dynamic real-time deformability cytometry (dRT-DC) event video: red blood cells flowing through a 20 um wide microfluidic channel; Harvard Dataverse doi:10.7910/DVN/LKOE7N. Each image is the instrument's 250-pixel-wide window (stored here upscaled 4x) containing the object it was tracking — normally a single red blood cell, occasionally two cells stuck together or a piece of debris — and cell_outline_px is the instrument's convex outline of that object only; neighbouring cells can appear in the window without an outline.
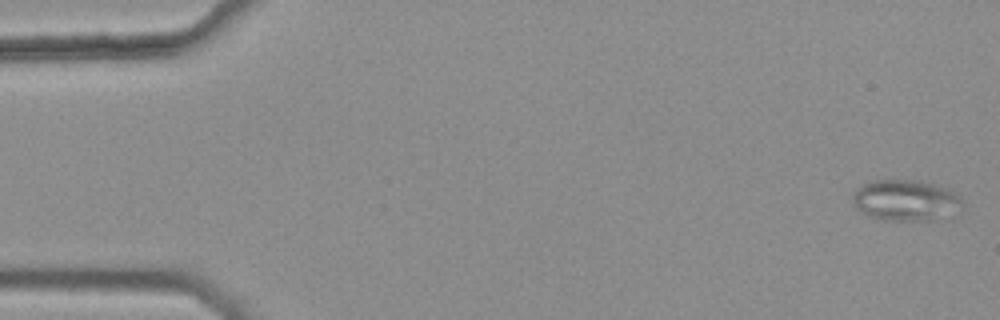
{"species": "common noctule bat (a hibernating species)", "species_latin": "Nyctalus noctula", "temperature_condition": "warm", "stored_images_in_passage": 4, "camera_frame_rate_fps": 3000, "um_per_image_px": 0.085, "animal": {"sex": "female", "body_mass_g": 25.1}, "frame": {"image": 1, "passage_image": 1, "time_ms": 0.0, "image_size_px": [1000, 320], "cell_outline_px": [[964, 200], [960, 212], [932, 220], [884, 220], [868, 216], [852, 200], [852, 196], [856, 188], [872, 180], [916, 180], [932, 184], [956, 192]], "centroid_in_image_um": [77.04, 17.03], "position_along_channel_um": 8.0, "area_um2": 26.18}}